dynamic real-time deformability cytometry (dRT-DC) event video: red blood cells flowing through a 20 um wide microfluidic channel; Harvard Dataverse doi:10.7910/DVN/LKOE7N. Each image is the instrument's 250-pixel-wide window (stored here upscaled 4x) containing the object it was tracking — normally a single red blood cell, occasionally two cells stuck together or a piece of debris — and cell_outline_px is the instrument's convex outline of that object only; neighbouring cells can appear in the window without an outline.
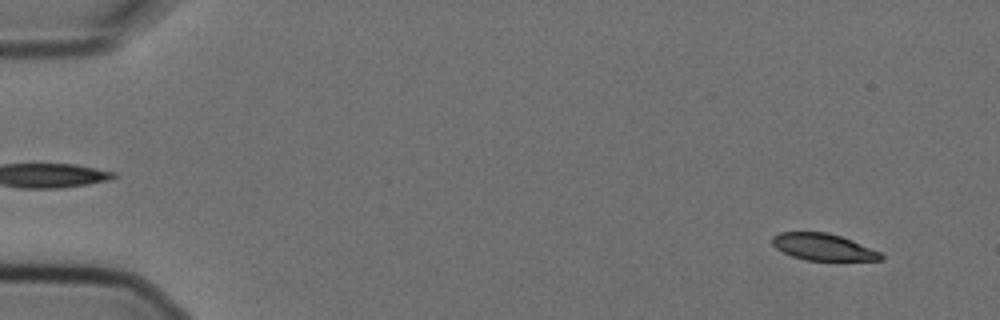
{"species": "Egyptian fruit bat (a non-hibernating species)", "species_latin": "Rousettus aegyptiacus", "temperature_condition": "cold", "stored_images_in_passage": 6, "camera_frame_rate_fps": 3000, "um_per_image_px": 0.085, "animal": {"sex": "female"}, "frame": {"image": 1, "passage_image": 2, "time_ms": 0.333, "image_size_px": [1000, 320], "cell_outline_px": [[884, 260], [804, 260], [792, 256], [776, 248], [772, 244], [772, 236], [780, 232], [828, 232], [852, 240], [880, 252], [884, 256]], "centroid_in_image_um": [69.96, 20.99], "position_along_channel_um": 15.0, "area_um2": 16.88}}
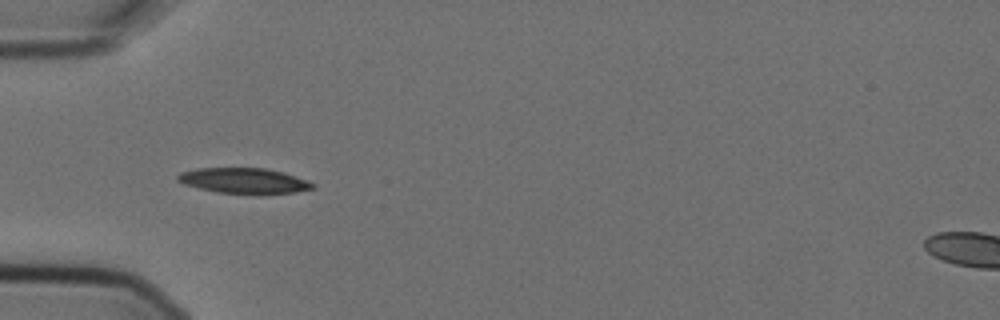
{"frame": {"image": 2, "passage_image": 6, "time_ms": 1.667, "image_size_px": [1000, 320], "cell_outline_px": [[316, 188], [296, 192], [260, 196], [216, 192], [184, 184], [176, 180], [176, 176], [180, 172], [196, 168], [264, 168], [284, 172], [308, 180], [316, 184]], "centroid_in_image_um": [20.79, 15.39], "position_along_channel_um": 64.2, "area_um2": 20.75}}